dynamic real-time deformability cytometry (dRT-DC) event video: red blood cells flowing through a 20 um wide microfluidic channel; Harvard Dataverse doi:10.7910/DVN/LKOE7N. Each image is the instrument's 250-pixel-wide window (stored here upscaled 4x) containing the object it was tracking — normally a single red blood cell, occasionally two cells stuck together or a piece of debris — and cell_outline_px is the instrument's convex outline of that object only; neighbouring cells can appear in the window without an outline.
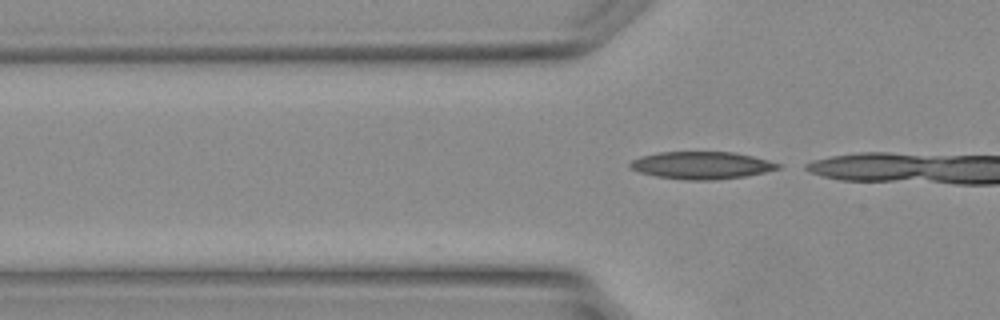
{"species": "Egyptian fruit bat (a non-hibernating species)", "species_latin": "Rousettus aegyptiacus", "temperature_condition": "warm", "stored_images_in_passage": 7, "camera_frame_rate_fps": 3000, "um_per_image_px": 0.085, "animal": {"sex": "female"}, "frame": {"image": 1, "passage_image": 7, "time_ms": 2.0, "image_size_px": [1000, 320], "cell_outline_px": [[784, 164], [780, 168], [764, 172], [744, 176], [716, 180], [688, 180], [656, 176], [640, 172], [628, 168], [628, 164], [632, 160], [640, 156], [660, 152], [732, 152], [752, 156]], "centroid_in_image_um": [59.62, 14.05], "position_along_channel_um": 66.2, "area_um2": 23.64}}